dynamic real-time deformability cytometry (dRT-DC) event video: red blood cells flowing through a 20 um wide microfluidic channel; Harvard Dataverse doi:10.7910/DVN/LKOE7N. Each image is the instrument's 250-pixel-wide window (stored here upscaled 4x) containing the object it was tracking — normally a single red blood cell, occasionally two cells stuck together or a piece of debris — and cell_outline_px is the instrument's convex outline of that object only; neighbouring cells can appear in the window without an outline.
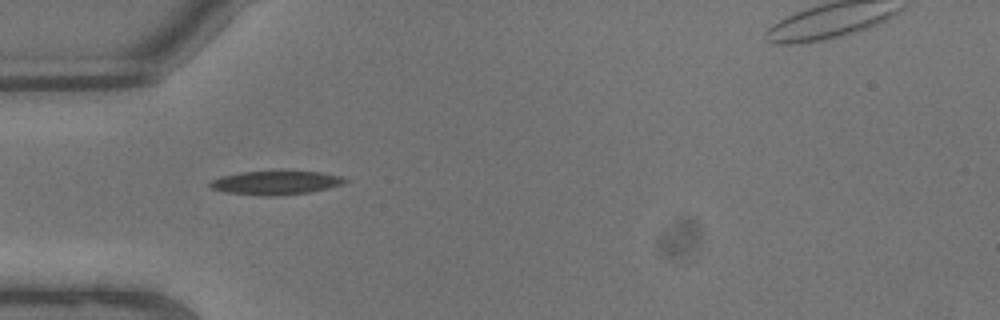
{"species": "common noctule bat (a hibernating species)", "species_latin": "Nyctalus noctula", "temperature_condition": "warm", "stored_images_in_passage": 4, "camera_frame_rate_fps": 3000, "um_per_image_px": 0.085, "animal": {"sex": "male", "body_mass_g": 13.3}, "frame": {"image": 1, "passage_image": 3, "time_ms": 0.667, "image_size_px": [1000, 320], "cell_outline_px": [[348, 180], [344, 184], [312, 192], [280, 196], [264, 196], [224, 192], [212, 188], [208, 184], [212, 180], [220, 176], [240, 172], [320, 172], [340, 176]], "centroid_in_image_um": [23.43, 15.55], "position_along_channel_um": 61.6, "area_um2": 18.61}}
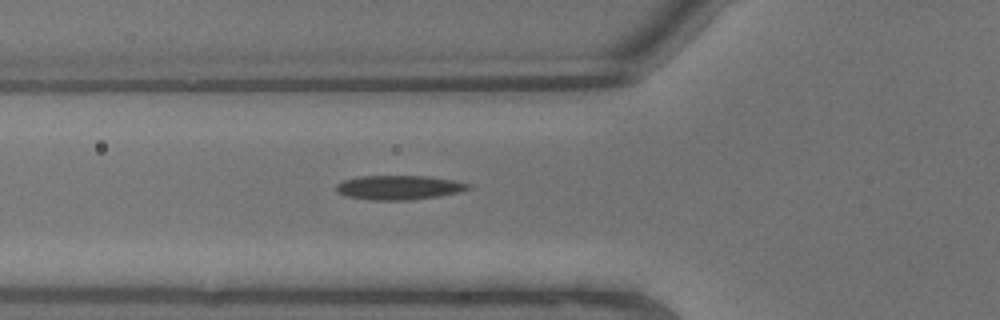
{"frame": {"image": 2, "passage_image": 4, "time_ms": 1.0, "image_size_px": [1000, 320], "cell_outline_px": [[472, 188], [460, 192], [436, 196], [408, 200], [372, 200], [344, 196], [336, 192], [336, 184], [344, 180], [360, 176], [428, 176], [456, 180], [472, 184]], "centroid_in_image_um": [33.92, 15.93], "position_along_channel_um": 91.9, "area_um2": 18.84}}